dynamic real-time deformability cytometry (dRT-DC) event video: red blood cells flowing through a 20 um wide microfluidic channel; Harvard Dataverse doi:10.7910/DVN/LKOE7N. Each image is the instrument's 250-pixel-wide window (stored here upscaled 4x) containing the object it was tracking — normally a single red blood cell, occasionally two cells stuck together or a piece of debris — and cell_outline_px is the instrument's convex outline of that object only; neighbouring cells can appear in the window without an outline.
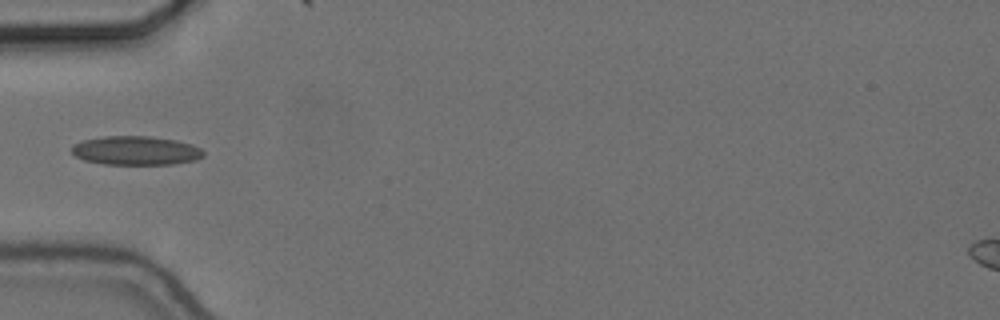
{"species": "common noctule bat (a hibernating species)", "species_latin": "Nyctalus noctula", "temperature_condition": "cold", "stored_images_in_passage": 27, "camera_frame_rate_fps": 3000, "um_per_image_px": 0.085, "animal": {"sex": "female", "body_mass_g": 24.6, "forearm_length_mm": 56.2}, "frame": {"image": 1, "passage_image": 1, "time_ms": 0.0, "image_size_px": [1000, 320], "cell_outline_px": [[204, 156], [196, 160], [172, 164], [104, 164], [84, 160], [76, 156], [72, 152], [72, 144], [84, 140], [104, 136], [152, 136], [176, 140], [192, 144], [200, 148], [204, 152]], "centroid_in_image_um": [11.56, 12.79], "position_along_channel_um": 73.4, "area_um2": 22.25}}
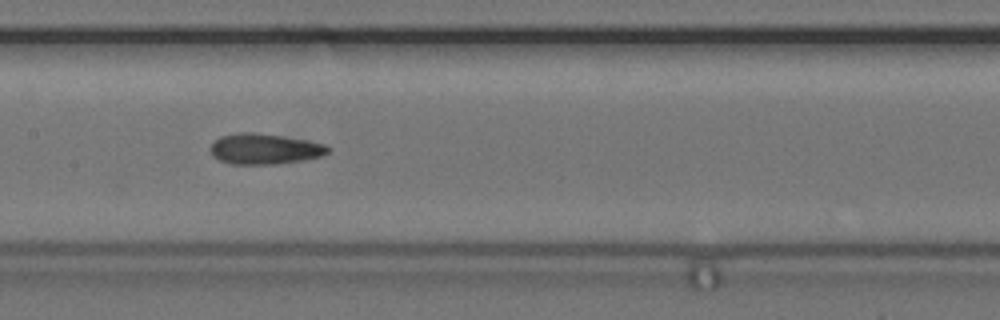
{"frame": {"image": 2, "passage_image": 10, "time_ms": 3.0, "image_size_px": [1000, 320], "cell_outline_px": [[332, 148], [328, 152], [320, 156], [300, 160], [276, 164], [232, 164], [220, 160], [212, 156], [208, 148], [220, 136], [240, 132], [256, 132], [304, 140], [324, 144]], "centroid_in_image_um": [22.44, 12.65], "position_along_channel_um": 185.0, "area_um2": 20.81}}
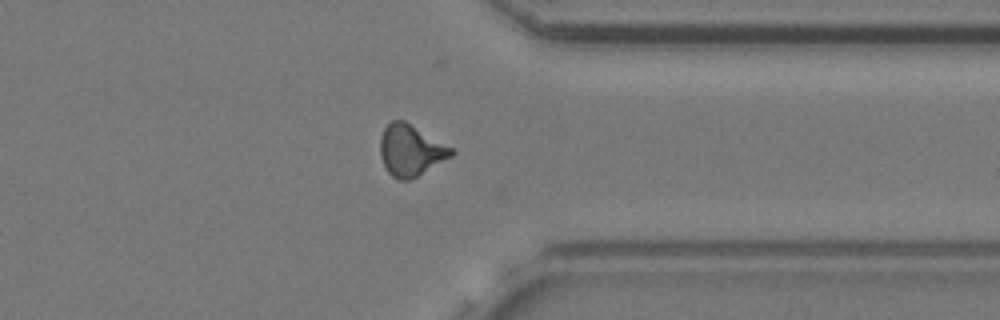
{"frame": {"image": 3, "passage_image": 26, "time_ms": 8.333, "image_size_px": [1000, 320], "cell_outline_px": [[456, 152], [452, 156], [416, 176], [408, 180], [400, 180], [392, 176], [388, 172], [380, 156], [380, 136], [384, 128], [392, 120], [404, 120], [452, 148]], "centroid_in_image_um": [34.88, 12.77], "position_along_channel_um": 376.5, "area_um2": 20.92}, "authors_computed_cell_mechanics": {"area_um2": 20.4612, "velocity_mm_per_s": 3.6764, "shape_relaxation_time_tau1_ms": 9.3753, "shape_relaxation_time_tau2_ms": 2.6547, "deformation_change_tau1": 0.172, "deformation_change_tau2": 0.0928}}